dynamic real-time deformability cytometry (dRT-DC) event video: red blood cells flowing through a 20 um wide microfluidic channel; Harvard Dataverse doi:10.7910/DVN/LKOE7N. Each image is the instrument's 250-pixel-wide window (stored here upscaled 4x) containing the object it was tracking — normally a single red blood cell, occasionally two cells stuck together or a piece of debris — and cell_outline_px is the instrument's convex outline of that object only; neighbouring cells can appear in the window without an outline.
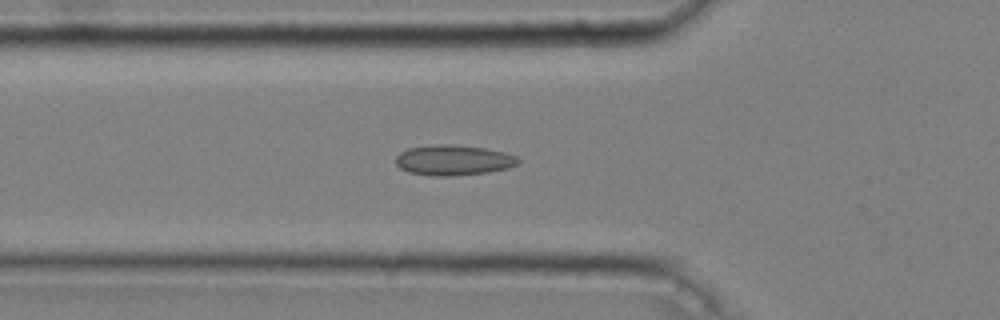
{"species": "common noctule bat (a hibernating species)", "species_latin": "Nyctalus noctula", "temperature_condition": "cold", "stored_images_in_passage": 52, "camera_frame_rate_fps": 3000, "um_per_image_px": 0.085, "animal": {"sex": "male", "body_mass_g": 20.4}, "frame": {"image": 1, "passage_image": 18, "time_ms": 5.667, "image_size_px": [1000, 320], "cell_outline_px": [[520, 160], [516, 164], [508, 168], [488, 172], [452, 176], [428, 176], [408, 172], [400, 168], [396, 164], [396, 156], [400, 152], [408, 148], [436, 144], [448, 144], [484, 148], [504, 152], [516, 156]], "centroid_in_image_um": [38.5, 13.62], "position_along_channel_um": 87.3, "area_um2": 21.68}}
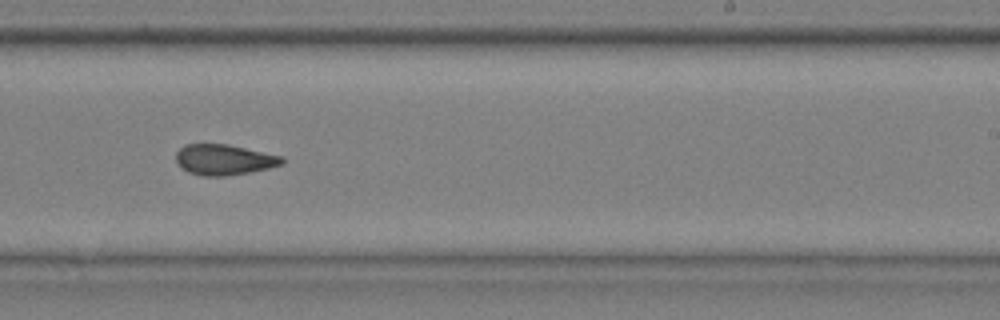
{"frame": {"image": 2, "passage_image": 33, "time_ms": 10.667, "image_size_px": [1000, 320], "cell_outline_px": [[284, 164], [268, 168], [248, 172], [224, 176], [200, 176], [188, 172], [176, 160], [176, 152], [184, 144], [228, 144], [284, 156]], "centroid_in_image_um": [19.07, 13.56], "position_along_channel_um": 269.9, "area_um2": 18.9}}
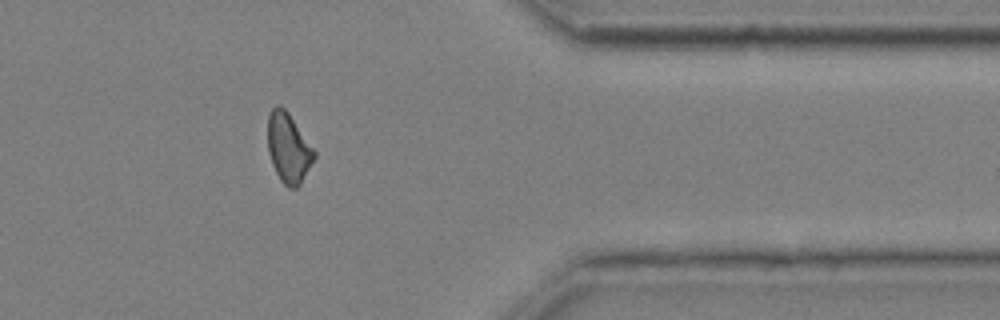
{"frame": {"image": 3, "passage_image": 44, "time_ms": 14.333, "image_size_px": [1000, 320], "cell_outline_px": [[316, 156], [300, 184], [296, 188], [288, 188], [280, 180], [272, 164], [268, 152], [268, 116], [272, 108], [276, 104], [280, 104], [288, 112], [316, 152]], "centroid_in_image_um": [24.51, 12.57], "position_along_channel_um": 386.9, "area_um2": 18.79}, "authors_computed_cell_mechanics": {"area_um2": 19.7676, "velocity_mm_per_s": 3.65, "shape_relaxation_time_tau1_ms": null, "shape_relaxation_time_tau2_ms": 2.6547, "deformation_change_tau1": null, "deformation_change_tau2": 0.0887}}